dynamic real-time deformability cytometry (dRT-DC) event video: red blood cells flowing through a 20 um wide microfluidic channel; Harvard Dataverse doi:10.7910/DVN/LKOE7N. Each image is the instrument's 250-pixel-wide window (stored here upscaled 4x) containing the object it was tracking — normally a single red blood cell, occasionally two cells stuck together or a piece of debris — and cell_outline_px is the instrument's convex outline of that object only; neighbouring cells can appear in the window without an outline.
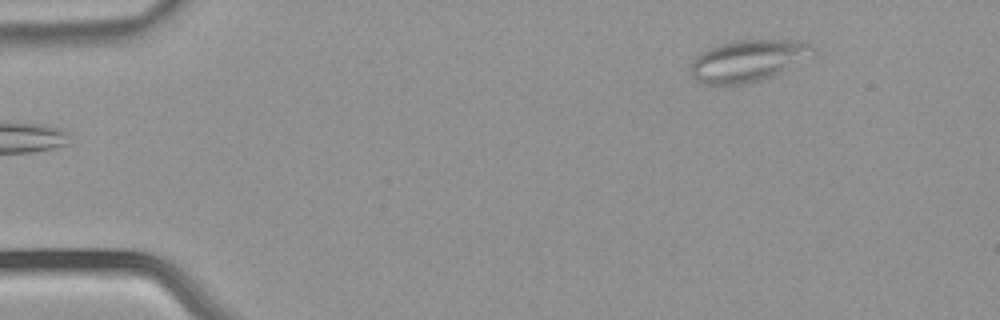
{"species": "common noctule bat (a hibernating species)", "species_latin": "Nyctalus noctula", "temperature_condition": "warm", "stored_images_in_passage": 4, "camera_frame_rate_fps": 3000, "um_per_image_px": 0.085, "animal": {"sex": "male", "body_mass_g": 21.5, "forearm_length_mm": 52.0}, "frame": {"image": 1, "passage_image": 4, "time_ms": 1.0, "image_size_px": [1000, 320], "cell_outline_px": [[816, 52], [812, 56], [772, 76], [760, 80], [744, 84], [704, 84], [696, 80], [688, 72], [688, 68], [692, 60], [700, 52], [708, 48], [720, 44], [736, 40], [804, 40], [812, 44], [816, 48]], "centroid_in_image_um": [63.57, 5.14], "position_along_channel_um": 21.4, "area_um2": 30.06}}